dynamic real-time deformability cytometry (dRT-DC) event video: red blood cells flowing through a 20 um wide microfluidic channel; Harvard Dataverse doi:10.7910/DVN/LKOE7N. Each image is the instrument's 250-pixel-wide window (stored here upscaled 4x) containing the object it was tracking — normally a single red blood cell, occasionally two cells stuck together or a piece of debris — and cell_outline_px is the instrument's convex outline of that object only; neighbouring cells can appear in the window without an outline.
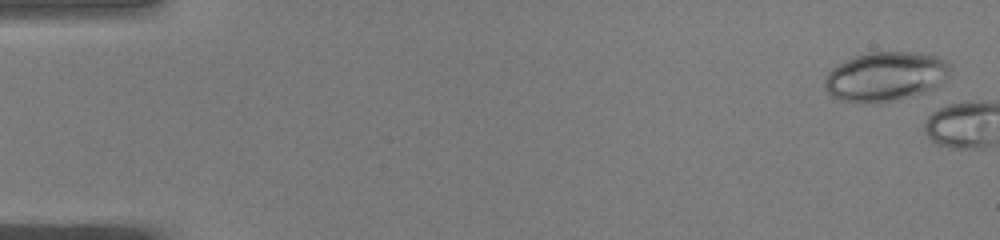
{"species": "common noctule bat (a hibernating species)", "species_latin": "Nyctalus noctula", "temperature_condition": "warm", "stored_images_in_passage": 4, "camera_frame_rate_fps": 3000, "um_per_image_px": 0.085, "animal": {"sex": "male", "body_mass_g": 19.0, "forearm_length_mm": 50.8}, "frame": {"image": 1, "passage_image": 2, "time_ms": 0.333, "image_size_px": [1000, 240], "cell_outline_px": [[952, 68], [948, 76], [932, 88], [924, 92], [876, 104], [872, 104], [840, 100], [832, 96], [824, 88], [824, 80], [828, 72], [832, 68], [856, 56], [868, 52], [916, 52], [940, 56], [952, 64]], "centroid_in_image_um": [75.28, 6.49], "position_along_channel_um": 9.7, "area_um2": 36.07}}